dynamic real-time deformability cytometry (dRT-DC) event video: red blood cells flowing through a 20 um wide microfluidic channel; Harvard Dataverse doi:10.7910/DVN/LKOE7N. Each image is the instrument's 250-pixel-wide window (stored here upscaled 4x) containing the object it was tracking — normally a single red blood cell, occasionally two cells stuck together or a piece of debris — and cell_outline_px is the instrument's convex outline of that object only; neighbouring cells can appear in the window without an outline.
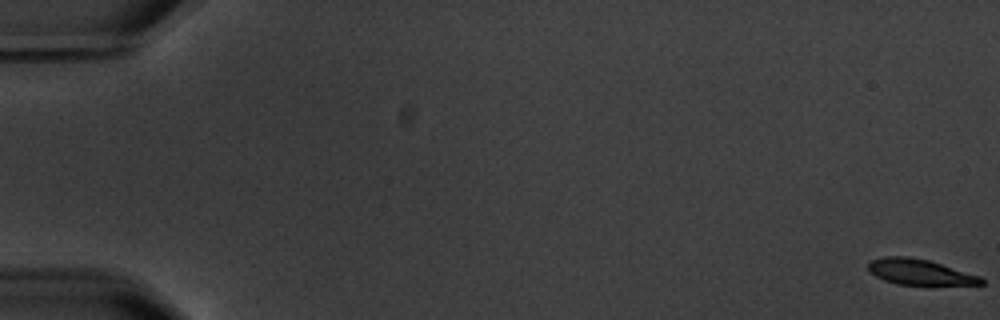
{"species": "common noctule bat (a hibernating species)", "species_latin": "Nyctalus noctula", "temperature_condition": "warm", "stored_images_in_passage": 6, "camera_frame_rate_fps": 3000, "um_per_image_px": 0.085, "animal": {"sex": "male", "body_mass_g": 20.1, "forearm_length_mm": 53.5}, "frame": {"image": 1, "passage_image": 1, "time_ms": 0.0, "image_size_px": [1000, 320], "cell_outline_px": [[984, 284], [896, 284], [884, 280], [868, 272], [868, 260], [884, 256], [908, 256], [928, 260], [980, 276], [984, 280]], "centroid_in_image_um": [78.1, 23.1], "position_along_channel_um": 6.9, "area_um2": 16.7}}
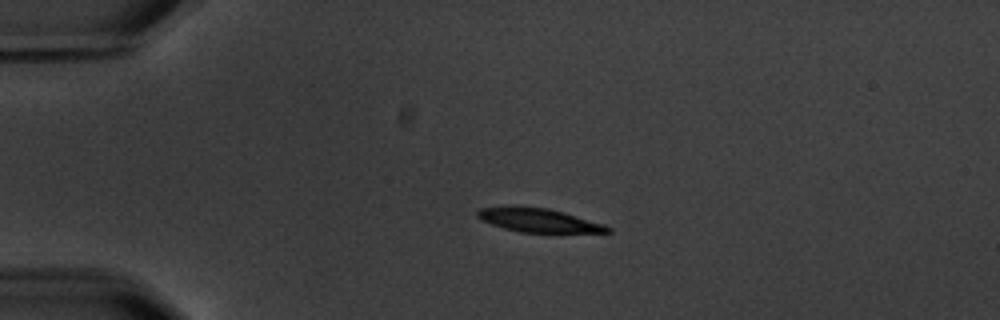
{"frame": {"image": 2, "passage_image": 5, "time_ms": 4.667, "image_size_px": [1000, 320], "cell_outline_px": [[612, 232], [520, 232], [504, 228], [480, 220], [476, 216], [476, 212], [480, 208], [504, 204], [512, 204], [548, 208], [564, 212], [604, 224], [612, 228]], "centroid_in_image_um": [45.69, 18.68], "position_along_channel_um": 39.3, "area_um2": 18.44}}